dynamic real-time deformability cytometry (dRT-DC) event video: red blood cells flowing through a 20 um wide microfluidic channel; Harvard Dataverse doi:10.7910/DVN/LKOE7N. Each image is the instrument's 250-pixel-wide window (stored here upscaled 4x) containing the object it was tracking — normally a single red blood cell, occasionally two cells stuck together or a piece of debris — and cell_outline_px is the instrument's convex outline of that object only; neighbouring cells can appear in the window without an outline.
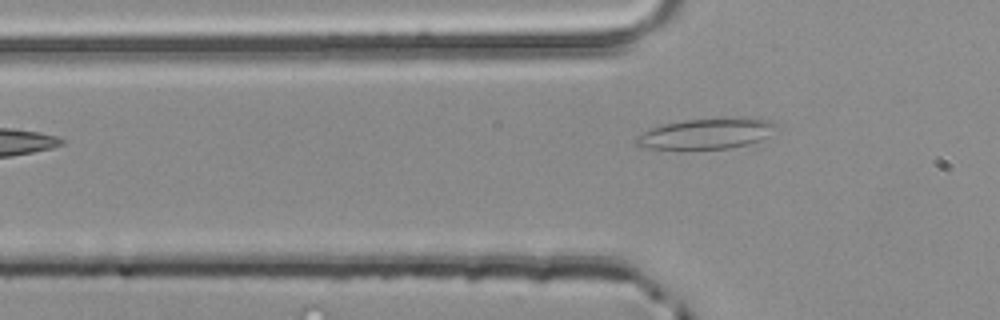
{"species": "common noctule bat (a hibernating species)", "species_latin": "Nyctalus noctula", "temperature_condition": "room temperature", "stored_images_in_passage": 4, "camera_frame_rate_fps": 3000, "um_per_image_px": 0.085, "animal": {"sex": "male", "body_mass_g": 20.4}, "frame": {"image": 1, "passage_image": 4, "time_ms": 1.0, "image_size_px": [1000, 320], "cell_outline_px": [[780, 124], [768, 136], [760, 140], [748, 144], [728, 148], [644, 148], [636, 144], [636, 136], [648, 128], [664, 124], [684, 120], [728, 116], [748, 116], [772, 120]], "centroid_in_image_um": [60.13, 11.3], "position_along_channel_um": 65.7, "area_um2": 25.49}}